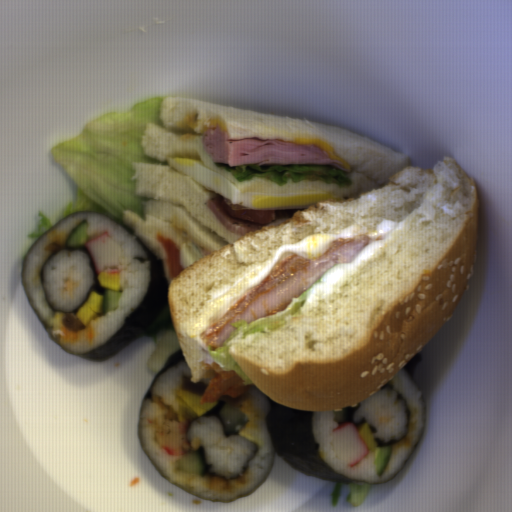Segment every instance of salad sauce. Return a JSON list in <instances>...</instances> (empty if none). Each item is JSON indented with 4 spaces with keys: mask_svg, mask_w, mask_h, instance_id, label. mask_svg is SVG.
<instances>
[{
    "mask_svg": "<svg viewBox=\"0 0 512 512\" xmlns=\"http://www.w3.org/2000/svg\"><path fill=\"white\" fill-rule=\"evenodd\" d=\"M201 361H203L205 364H209L211 367L213 362H216L221 368L224 367L210 355L209 350L200 347V356L195 363H200Z\"/></svg>",
    "mask_w": 512,
    "mask_h": 512,
    "instance_id": "obj_2",
    "label": "salad sauce"
},
{
    "mask_svg": "<svg viewBox=\"0 0 512 512\" xmlns=\"http://www.w3.org/2000/svg\"><path fill=\"white\" fill-rule=\"evenodd\" d=\"M395 228V222L385 218L377 223L375 232H369L367 227L364 225L360 228L359 232H353L354 225H348L338 234L307 235L296 243L283 244L274 250L273 259L269 264L251 270L232 284H221L211 289L208 302L210 304L215 299L227 293L241 280L250 274L257 272L255 277L247 280V288L251 291L273 271L280 257L286 251H289L292 254L300 255L310 260L318 258L320 255L328 251L330 245L338 238L352 239L358 234L367 235L369 238L368 244L352 261L347 263H335L320 276L321 279L319 285H314L305 298V300L310 303L313 301L316 295H322L325 297L331 294L339 280L345 279L347 276H349L360 266L364 260L371 259L379 252H381L385 243L384 241L378 240L377 238L379 236L381 239L387 238Z\"/></svg>",
    "mask_w": 512,
    "mask_h": 512,
    "instance_id": "obj_1",
    "label": "salad sauce"
}]
</instances>
